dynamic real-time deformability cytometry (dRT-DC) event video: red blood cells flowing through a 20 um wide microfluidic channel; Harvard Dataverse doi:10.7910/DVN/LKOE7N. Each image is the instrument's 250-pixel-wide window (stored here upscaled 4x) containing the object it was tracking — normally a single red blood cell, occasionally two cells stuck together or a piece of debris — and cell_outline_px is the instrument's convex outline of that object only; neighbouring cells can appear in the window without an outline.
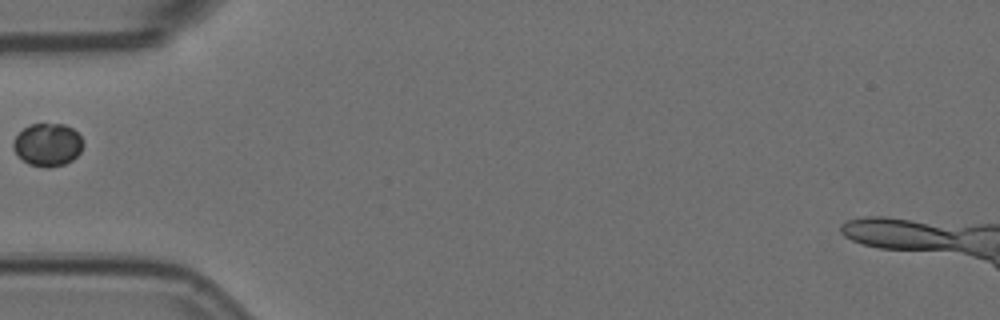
{"species": "Egyptian fruit bat (a non-hibernating species)", "species_latin": "Rousettus aegyptiacus", "temperature_condition": "room temperature", "stored_images_in_passage": 6, "segment_of_instrument_passage": [2, 2], "camera_frame_rate_fps": 3000, "um_per_image_px": 0.085, "animal": {"sex": "female"}, "frame": {"image": 1, "passage_image": 6, "time_ms": 1.667, "image_size_px": [1000, 320], "cell_outline_px": [[84, 144], [80, 152], [72, 160], [64, 164], [48, 168], [28, 164], [12, 148], [12, 140], [28, 124], [64, 124], [72, 128], [84, 140]], "centroid_in_image_um": [4.06, 12.29], "position_along_channel_um": 80.9, "area_um2": 17.46}}